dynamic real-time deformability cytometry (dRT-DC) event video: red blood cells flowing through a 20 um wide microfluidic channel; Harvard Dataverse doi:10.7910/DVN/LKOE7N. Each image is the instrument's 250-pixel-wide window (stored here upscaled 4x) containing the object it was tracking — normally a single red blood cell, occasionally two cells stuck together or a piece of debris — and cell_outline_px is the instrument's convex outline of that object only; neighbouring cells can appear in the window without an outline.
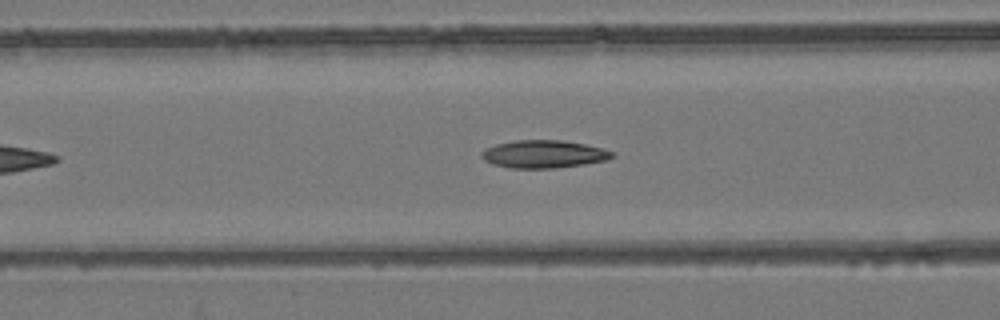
{"species": "common noctule bat (a hibernating species)", "species_latin": "Nyctalus noctula", "temperature_condition": "room temperature", "stored_images_in_passage": 25, "camera_frame_rate_fps": 3000, "um_per_image_px": 0.085, "animal": {"sex": "female", "body_mass_g": 24.6, "forearm_length_mm": 56.2}, "frame": {"image": 1, "passage_image": 11, "time_ms": 3.333, "image_size_px": [1000, 320], "cell_outline_px": [[616, 156], [608, 160], [584, 164], [552, 168], [512, 168], [492, 164], [484, 160], [480, 156], [480, 152], [496, 144], [516, 140], [564, 140], [584, 144], [616, 152]], "centroid_in_image_um": [46.24, 13.1], "position_along_channel_um": 120.4, "area_um2": 21.15}}
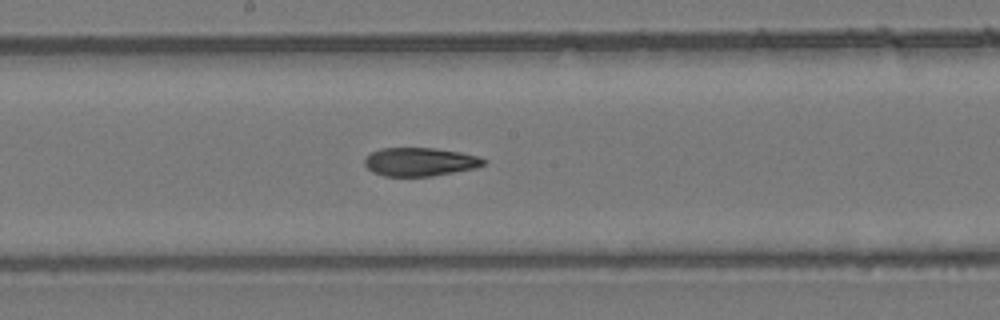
{"frame": {"image": 2, "passage_image": 18, "time_ms": 5.667, "image_size_px": [1000, 320], "cell_outline_px": [[488, 160], [484, 164], [476, 168], [432, 176], [384, 176], [372, 172], [364, 164], [364, 156], [380, 148], [436, 148], [460, 152], [476, 156]], "centroid_in_image_um": [35.67, 13.75], "position_along_channel_um": 212.5, "area_um2": 19.83}}
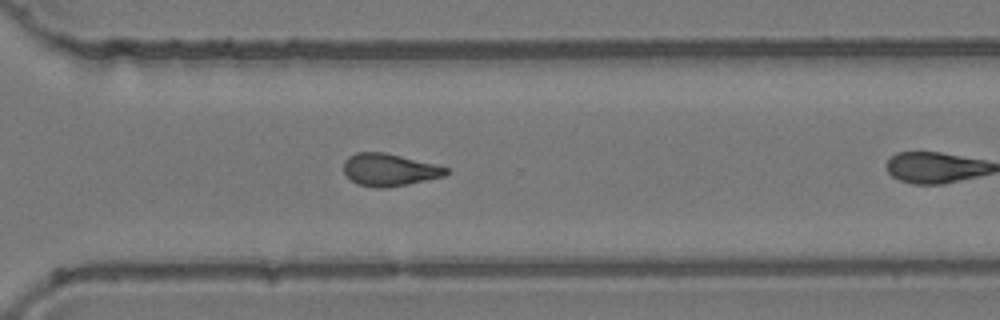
{"frame": {"image": 3, "passage_image": 24, "time_ms": 7.667, "image_size_px": [1000, 320], "cell_outline_px": [[448, 172], [444, 176], [408, 184], [388, 188], [376, 188], [360, 184], [352, 180], [344, 172], [344, 160], [348, 156], [356, 152], [384, 152], [436, 164], [448, 168]], "centroid_in_image_um": [33.09, 14.43], "position_along_channel_um": 337.5, "area_um2": 19.25}}